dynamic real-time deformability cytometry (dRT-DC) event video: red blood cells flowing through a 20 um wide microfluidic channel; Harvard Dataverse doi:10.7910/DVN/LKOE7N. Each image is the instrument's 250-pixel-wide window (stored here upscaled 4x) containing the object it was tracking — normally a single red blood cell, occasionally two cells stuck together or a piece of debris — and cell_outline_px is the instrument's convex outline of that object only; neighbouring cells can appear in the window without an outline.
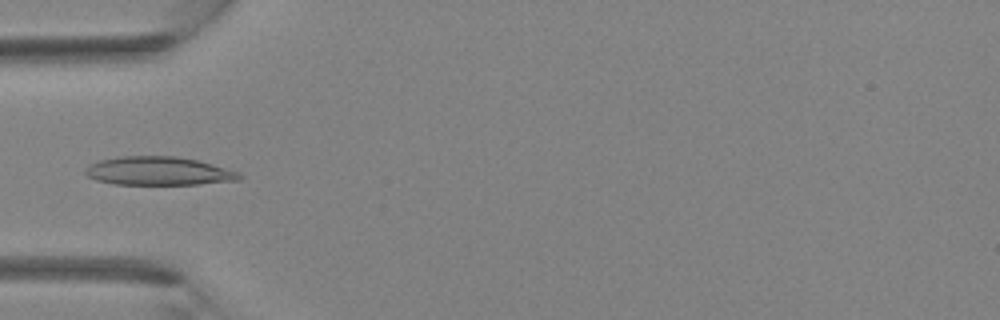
{"species": "Egyptian fruit bat (a non-hibernating species)", "species_latin": "Rousettus aegyptiacus", "temperature_condition": "room temperature", "stored_images_in_passage": 38, "camera_frame_rate_fps": 3000, "um_per_image_px": 0.085, "animal": {"sex": "female"}, "frame": {"image": 1, "passage_image": 12, "time_ms": 3.667, "image_size_px": [1000, 320], "cell_outline_px": [[244, 176], [240, 180], [200, 184], [112, 184], [96, 180], [88, 176], [84, 172], [84, 168], [88, 164], [100, 160], [120, 156], [176, 156], [200, 160], [240, 172]], "centroid_in_image_um": [13.5, 14.53], "position_along_channel_um": 71.5, "area_um2": 25.89}}
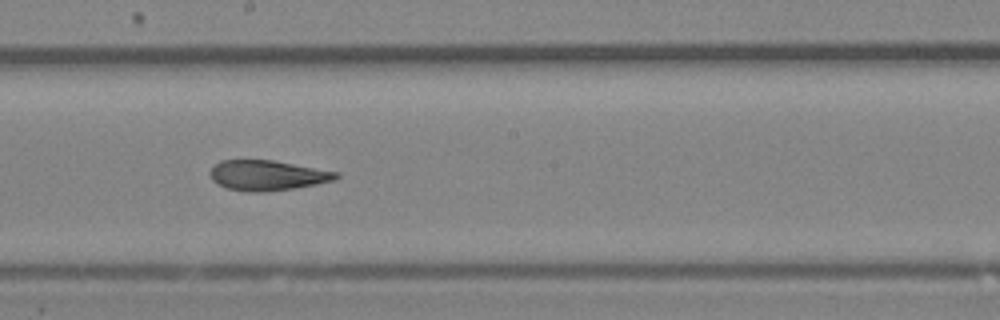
{"frame": {"image": 2, "passage_image": 21, "time_ms": 6.667, "image_size_px": [1000, 320], "cell_outline_px": [[340, 176], [336, 180], [316, 184], [292, 188], [260, 192], [252, 192], [228, 188], [216, 184], [212, 180], [208, 172], [220, 160], [272, 160], [340, 172]], "centroid_in_image_um": [22.73, 14.9], "position_along_channel_um": 225.5, "area_um2": 22.08}}
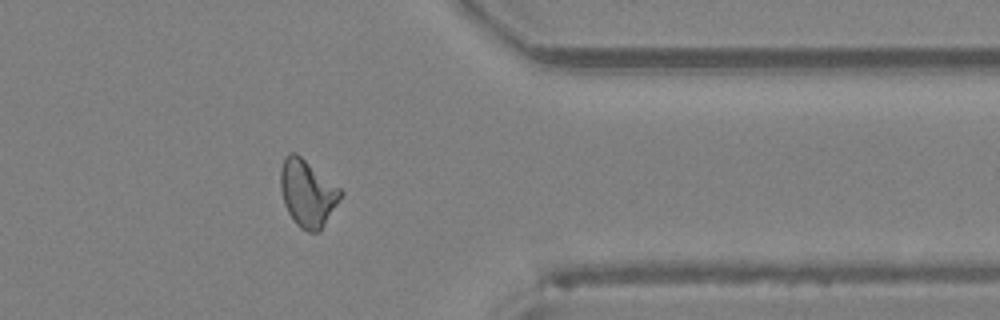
{"frame": {"image": 3, "passage_image": 31, "time_ms": 10.0, "image_size_px": [1000, 320], "cell_outline_px": [[344, 192], [320, 232], [308, 232], [300, 228], [296, 224], [288, 212], [284, 204], [280, 188], [280, 168], [284, 156], [288, 152], [296, 152], [340, 188]], "centroid_in_image_um": [26.11, 16.41], "position_along_channel_um": 385.3, "area_um2": 23.52}}